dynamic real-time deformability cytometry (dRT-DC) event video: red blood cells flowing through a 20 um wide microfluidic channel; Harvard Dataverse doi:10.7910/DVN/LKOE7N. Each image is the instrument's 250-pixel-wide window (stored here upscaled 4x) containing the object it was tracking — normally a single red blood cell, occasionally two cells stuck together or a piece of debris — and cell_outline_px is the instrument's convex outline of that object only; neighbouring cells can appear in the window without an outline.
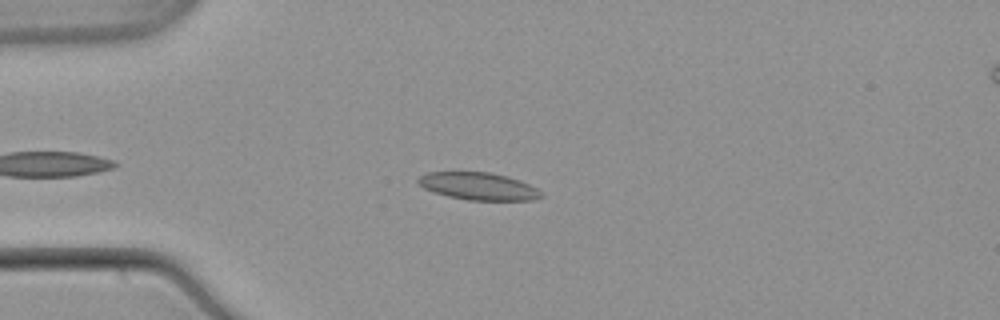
{"species": "common noctule bat (a hibernating species)", "species_latin": "Nyctalus noctula", "temperature_condition": "warm", "stored_images_in_passage": 40, "camera_frame_rate_fps": 3000, "um_per_image_px": 0.085, "animal": {"sex": "male", "body_mass_g": 21.5, "forearm_length_mm": 52.0}, "frame": {"image": 1, "passage_image": 9, "time_ms": 2.667, "image_size_px": [1000, 320], "cell_outline_px": [[544, 196], [532, 200], [468, 200], [448, 196], [432, 192], [424, 188], [416, 180], [420, 176], [428, 172], [488, 172], [508, 176], [520, 180], [536, 188]], "centroid_in_image_um": [40.66, 15.83], "position_along_channel_um": 44.3, "area_um2": 19.59}}
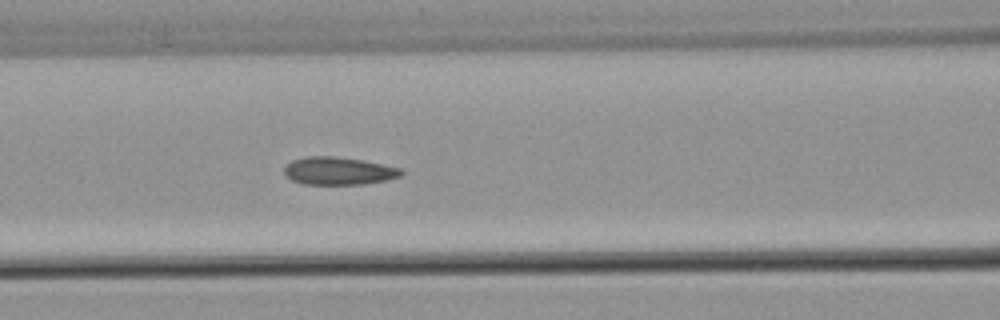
{"frame": {"image": 2, "passage_image": 18, "time_ms": 5.667, "image_size_px": [1000, 320], "cell_outline_px": [[404, 172], [400, 176], [384, 180], [364, 184], [304, 184], [292, 180], [284, 176], [284, 168], [292, 160], [304, 156], [336, 156], [364, 160], [400, 168]], "centroid_in_image_um": [28.74, 14.52], "position_along_channel_um": 137.9, "area_um2": 18.96}}
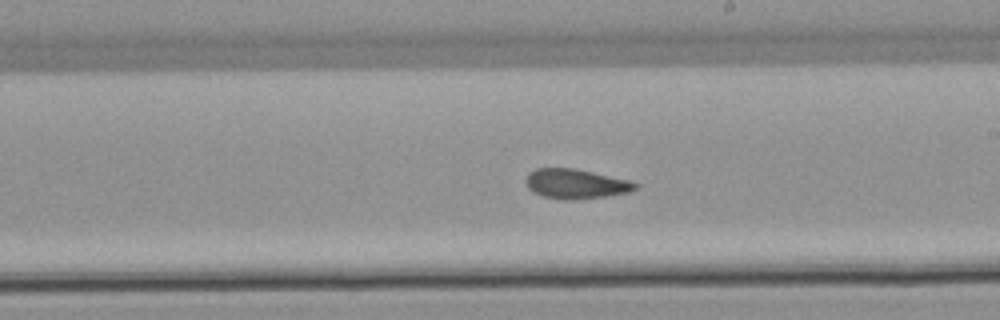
{"frame": {"image": 3, "passage_image": 26, "time_ms": 8.333, "image_size_px": [1000, 320], "cell_outline_px": [[636, 188], [628, 192], [604, 196], [572, 200], [560, 200], [544, 196], [532, 192], [528, 188], [528, 172], [536, 168], [572, 168], [592, 172], [628, 180], [636, 184]], "centroid_in_image_um": [48.9, 15.63], "position_along_channel_um": 240.1, "area_um2": 18.55}, "authors_computed_cell_mechanics": {"area_um2": 18.9006, "velocity_mm_per_s": 3.8383, "shape_relaxation_time_tau1_ms": null, "shape_relaxation_time_tau2_ms": 1.6926, "deformation_change_tau1": null, "deformation_change_tau2": 0.082}}